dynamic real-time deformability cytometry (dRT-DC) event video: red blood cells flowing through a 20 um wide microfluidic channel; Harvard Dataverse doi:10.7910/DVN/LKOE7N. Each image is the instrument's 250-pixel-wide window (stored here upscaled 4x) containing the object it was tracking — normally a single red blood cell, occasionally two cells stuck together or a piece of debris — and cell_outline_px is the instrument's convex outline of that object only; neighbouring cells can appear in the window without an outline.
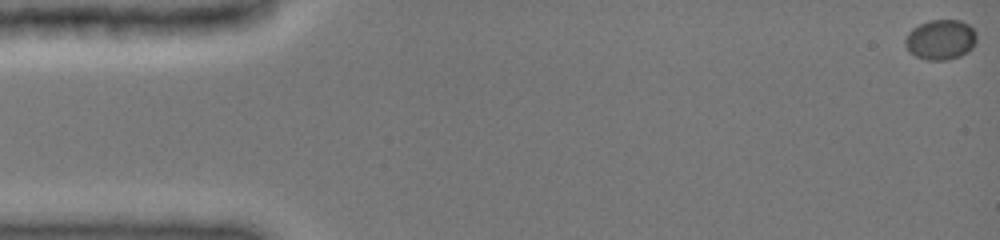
{"species": "common noctule bat (a hibernating species)", "species_latin": "Nyctalus noctula", "temperature_condition": "cold", "stored_images_in_passage": 49, "camera_frame_rate_fps": 3000, "um_per_image_px": 0.085, "animal": {"sex": "female", "body_mass_g": 19.0, "forearm_length_mm": 51.5}, "frame": {"image": 1, "passage_image": 1, "time_ms": 0.0, "image_size_px": [1000, 240], "cell_outline_px": [[976, 44], [968, 52], [960, 56], [948, 60], [928, 60], [916, 56], [908, 52], [904, 44], [904, 40], [908, 32], [912, 28], [928, 20], [960, 20], [968, 24], [976, 32]], "centroid_in_image_um": [79.94, 3.37], "position_along_channel_um": 5.1, "area_um2": 16.94}}
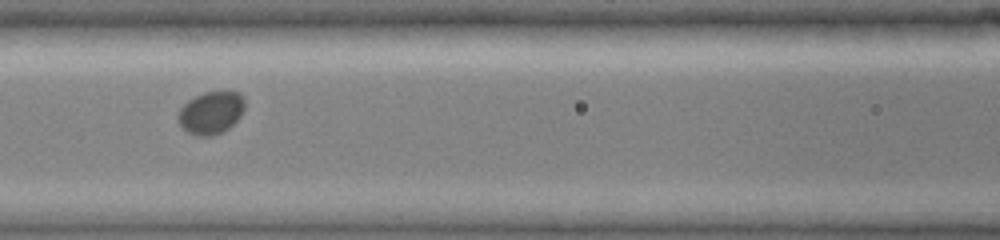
{"frame": {"image": 2, "passage_image": 22, "time_ms": 7.0, "image_size_px": [1000, 240], "cell_outline_px": [[244, 108], [240, 116], [228, 128], [212, 136], [196, 136], [188, 132], [180, 124], [176, 116], [180, 108], [188, 100], [204, 92], [240, 92], [244, 96]], "centroid_in_image_um": [17.92, 9.57], "position_along_channel_um": 148.7, "area_um2": 16.42}}
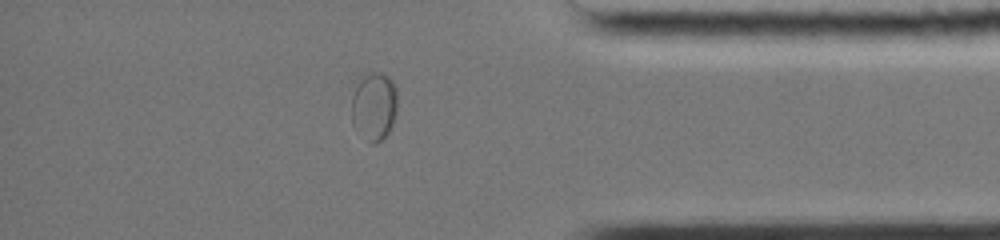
{"frame": {"image": 3, "passage_image": 42, "time_ms": 13.667, "image_size_px": [1000, 240], "cell_outline_px": [[396, 116], [388, 132], [376, 144], [372, 144], [352, 124], [352, 80], [364, 72], [380, 72], [388, 76], [392, 80], [396, 88]], "centroid_in_image_um": [31.75, 8.92], "position_along_channel_um": 403.5, "area_um2": 18.79}, "authors_computed_cell_mechanics": {"area_um2": 16.2996, "velocity_mm_per_s": 3.9634, "shape_relaxation_time_tau1_ms": 3.5557, "shape_relaxation_time_tau2_ms": null, "deformation_change_tau1": 0.0273, "deformation_change_tau2": null}}